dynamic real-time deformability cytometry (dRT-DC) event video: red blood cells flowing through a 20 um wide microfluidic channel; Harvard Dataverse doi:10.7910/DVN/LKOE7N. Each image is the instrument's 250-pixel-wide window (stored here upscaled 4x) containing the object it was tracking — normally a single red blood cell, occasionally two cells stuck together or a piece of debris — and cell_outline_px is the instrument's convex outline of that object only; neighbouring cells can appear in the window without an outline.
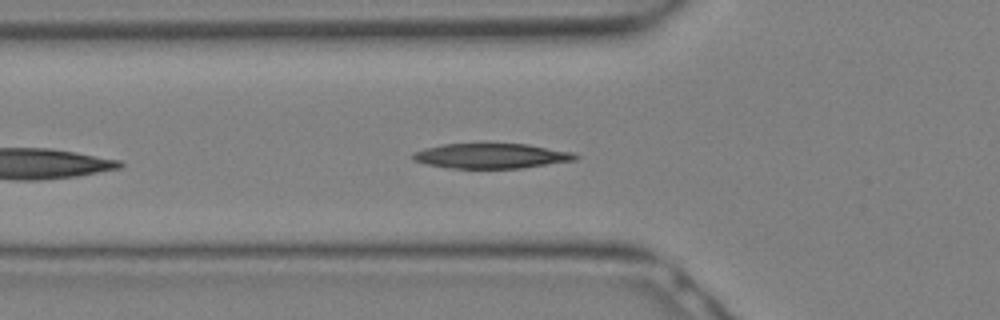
{"species": "Egyptian fruit bat (a non-hibernating species)", "species_latin": "Rousettus aegyptiacus", "temperature_condition": "warm", "stored_images_in_passage": 21, "camera_frame_rate_fps": 3000, "um_per_image_px": 0.085, "animal": {"sex": "female"}, "frame": {"image": 1, "passage_image": 3, "time_ms": 0.667, "image_size_px": [1000, 320], "cell_outline_px": [[580, 156], [576, 160], [524, 168], [444, 168], [412, 160], [412, 152], [424, 148], [440, 144], [480, 140], [528, 144], [572, 152]], "centroid_in_image_um": [41.7, 13.2], "position_along_channel_um": 84.1, "area_um2": 25.09}}
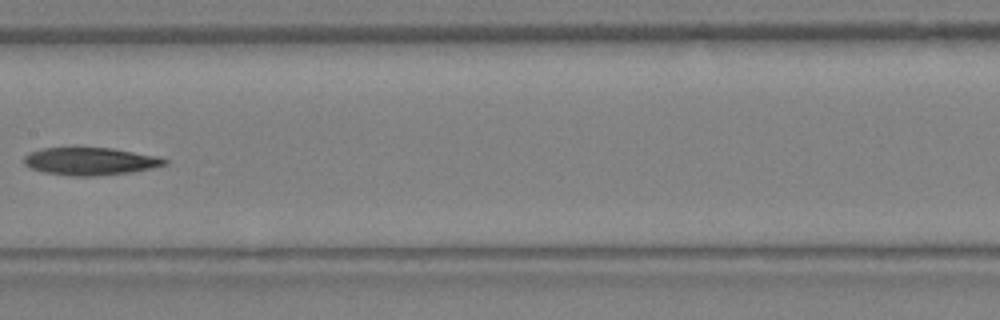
{"frame": {"image": 2, "passage_image": 8, "time_ms": 2.333, "image_size_px": [1000, 320], "cell_outline_px": [[168, 164], [152, 168], [132, 172], [96, 176], [76, 176], [44, 172], [32, 168], [24, 164], [24, 156], [32, 152], [44, 148], [112, 148], [160, 156], [168, 160]], "centroid_in_image_um": [7.74, 13.71], "position_along_channel_um": 199.7, "area_um2": 22.54}}
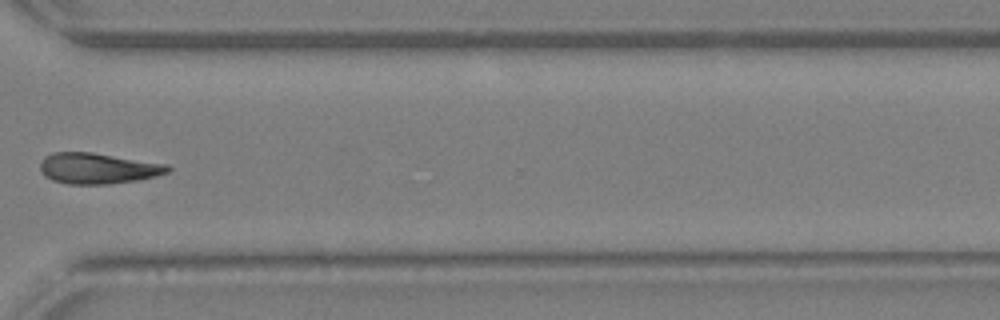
{"frame": {"image": 3, "passage_image": 15, "time_ms": 4.667, "image_size_px": [1000, 320], "cell_outline_px": [[172, 168], [168, 172], [156, 176], [136, 180], [108, 184], [68, 184], [52, 180], [44, 176], [40, 172], [40, 160], [44, 156], [52, 152], [92, 152], [168, 164]], "centroid_in_image_um": [8.28, 14.3], "position_along_channel_um": 362.3, "area_um2": 23.12}}